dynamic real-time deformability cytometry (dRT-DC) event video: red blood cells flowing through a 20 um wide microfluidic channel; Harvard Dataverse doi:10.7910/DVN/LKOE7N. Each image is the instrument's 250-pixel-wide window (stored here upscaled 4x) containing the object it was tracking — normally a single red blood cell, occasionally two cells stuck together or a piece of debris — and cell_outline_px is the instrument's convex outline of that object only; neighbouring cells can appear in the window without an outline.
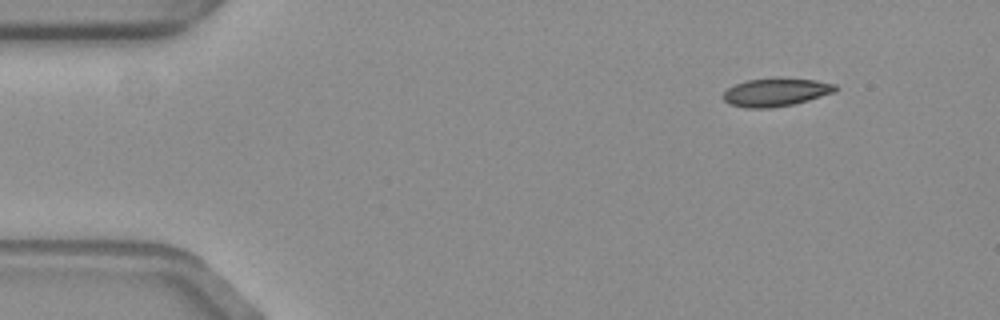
{"species": "common noctule bat (a hibernating species)", "species_latin": "Nyctalus noctula", "temperature_condition": "warm", "stored_images_in_passage": 42, "camera_frame_rate_fps": 3000, "um_per_image_px": 0.085, "animal": {"sex": "female", "body_mass_g": 19.3, "forearm_length_mm": 54.1}, "frame": {"image": 1, "passage_image": 1, "time_ms": 0.0, "image_size_px": [1000, 320], "cell_outline_px": [[836, 92], [808, 100], [792, 104], [772, 108], [744, 108], [728, 104], [720, 96], [728, 88], [736, 84], [748, 80], [780, 76], [816, 80], [836, 84]], "centroid_in_image_um": [65.93, 7.82], "position_along_channel_um": 19.1, "area_um2": 18.84}}
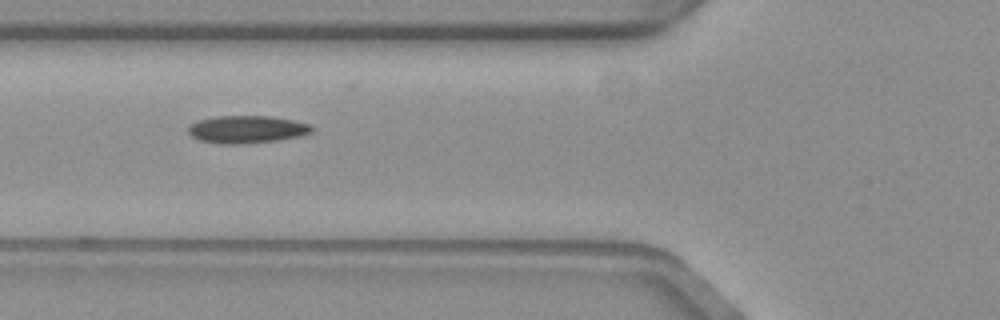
{"frame": {"image": 2, "passage_image": 16, "time_ms": 5.0, "image_size_px": [1000, 320], "cell_outline_px": [[316, 128], [312, 132], [300, 136], [280, 140], [240, 144], [220, 144], [200, 140], [192, 136], [188, 132], [188, 128], [192, 124], [200, 120], [216, 116], [272, 116], [312, 124]], "centroid_in_image_um": [21.05, 11.0], "position_along_channel_um": 104.8, "area_um2": 19.94}}
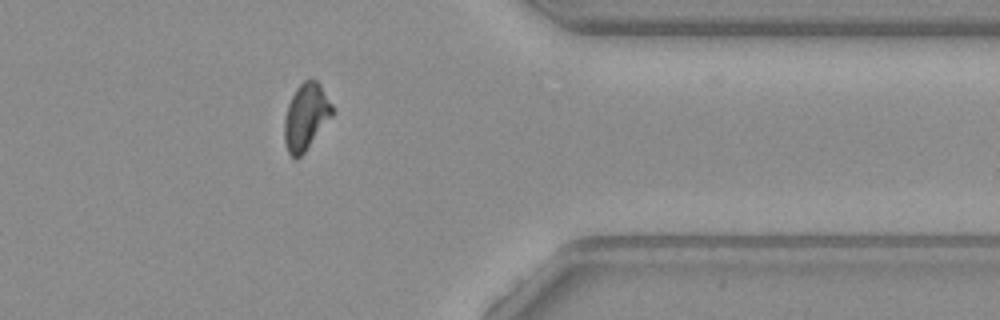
{"frame": {"image": 3, "passage_image": 41, "time_ms": 13.333, "image_size_px": [1000, 320], "cell_outline_px": [[336, 112], [304, 152], [296, 160], [288, 152], [284, 140], [284, 120], [288, 104], [296, 88], [304, 80], [312, 76], [320, 84], [332, 104]], "centroid_in_image_um": [26.02, 9.89], "position_along_channel_um": 385.4, "area_um2": 18.73}}